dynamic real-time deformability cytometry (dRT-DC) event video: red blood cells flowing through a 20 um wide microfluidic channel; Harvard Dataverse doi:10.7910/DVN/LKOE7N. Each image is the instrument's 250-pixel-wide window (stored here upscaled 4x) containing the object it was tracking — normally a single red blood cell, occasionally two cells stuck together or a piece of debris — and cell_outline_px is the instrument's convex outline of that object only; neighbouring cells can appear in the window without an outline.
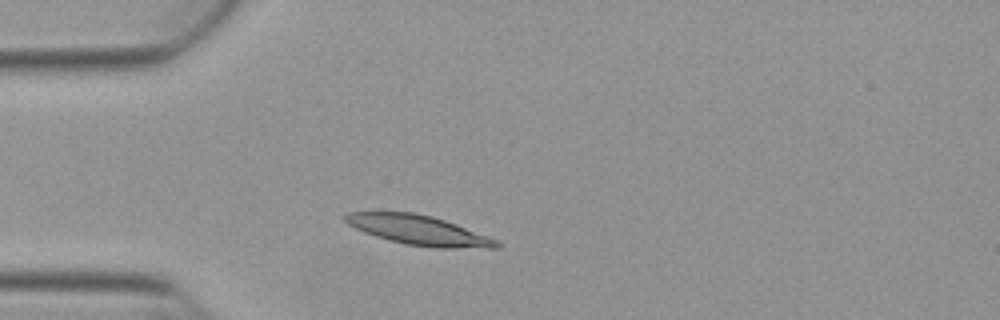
{"species": "Egyptian fruit bat (a non-hibernating species)", "species_latin": "Rousettus aegyptiacus", "temperature_condition": "warm", "stored_images_in_passage": 12, "camera_frame_rate_fps": 3000, "um_per_image_px": 0.085, "animal": {"sex": "female"}, "frame": {"image": 1, "passage_image": 7, "time_ms": 2.0, "image_size_px": [1000, 320], "cell_outline_px": [[504, 244], [500, 248], [436, 248], [404, 244], [388, 240], [364, 232], [348, 224], [344, 220], [344, 216], [348, 212], [412, 212], [432, 216], [456, 224], [496, 240]], "centroid_in_image_um": [35.6, 19.57], "position_along_channel_um": 49.4, "area_um2": 26.01}}
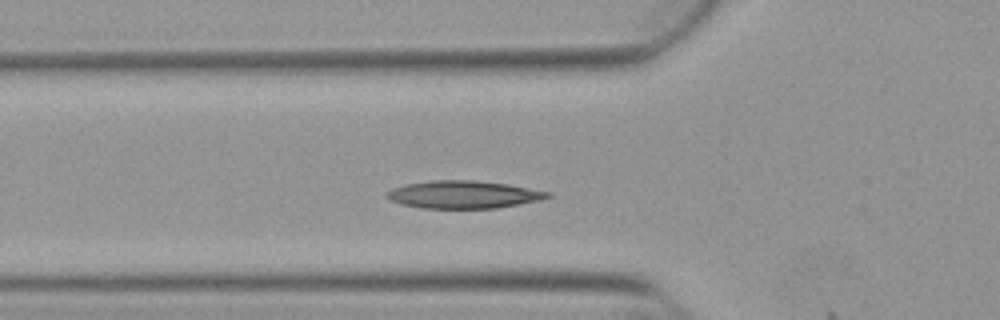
{"frame": {"image": 2, "passage_image": 11, "time_ms": 3.333, "image_size_px": [1000, 320], "cell_outline_px": [[552, 196], [540, 200], [496, 208], [420, 208], [400, 204], [392, 200], [388, 196], [388, 192], [392, 188], [404, 184], [432, 180], [476, 180], [508, 184], [552, 192]], "centroid_in_image_um": [39.42, 16.53], "position_along_channel_um": 86.4, "area_um2": 25.89}}